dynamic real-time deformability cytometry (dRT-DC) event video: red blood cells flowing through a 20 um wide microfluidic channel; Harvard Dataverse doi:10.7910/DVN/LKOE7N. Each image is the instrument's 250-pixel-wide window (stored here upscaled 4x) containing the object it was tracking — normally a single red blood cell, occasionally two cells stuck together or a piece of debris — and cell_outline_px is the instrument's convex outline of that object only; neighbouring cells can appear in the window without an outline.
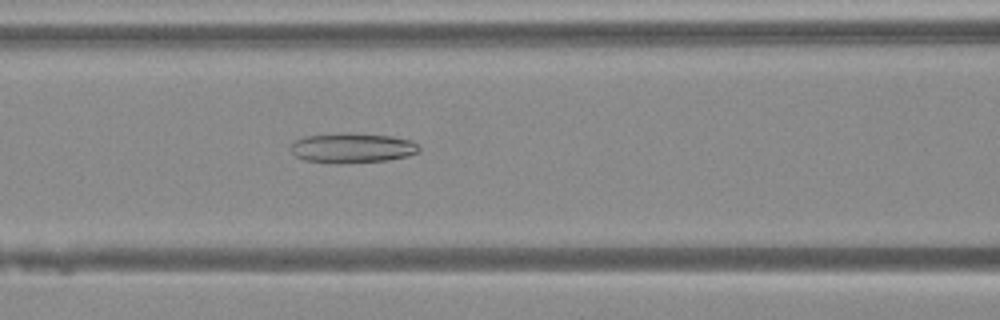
{"species": "Egyptian fruit bat (a non-hibernating species)", "species_latin": "Rousettus aegyptiacus", "temperature_condition": "warm", "stored_images_in_passage": 41, "camera_frame_rate_fps": 3000, "um_per_image_px": 0.085, "animal": {"sex": "female"}, "frame": {"image": 1, "passage_image": 19, "time_ms": 6.0, "image_size_px": [1000, 320], "cell_outline_px": [[420, 148], [416, 152], [408, 156], [388, 160], [336, 164], [304, 160], [296, 156], [292, 152], [292, 144], [296, 140], [304, 136], [344, 132], [392, 136], [412, 140]], "centroid_in_image_um": [29.93, 12.57], "position_along_channel_um": 136.7, "area_um2": 22.43}}
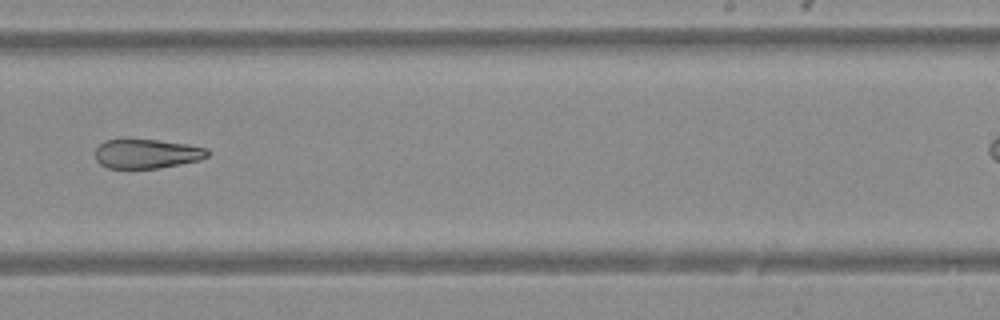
{"frame": {"image": 2, "passage_image": 29, "time_ms": 9.333, "image_size_px": [1000, 320], "cell_outline_px": [[208, 156], [200, 160], [160, 168], [108, 168], [100, 164], [96, 160], [96, 148], [104, 140], [128, 136], [188, 144], [208, 148]], "centroid_in_image_um": [12.44, 13.02], "position_along_channel_um": 276.6, "area_um2": 19.88}}
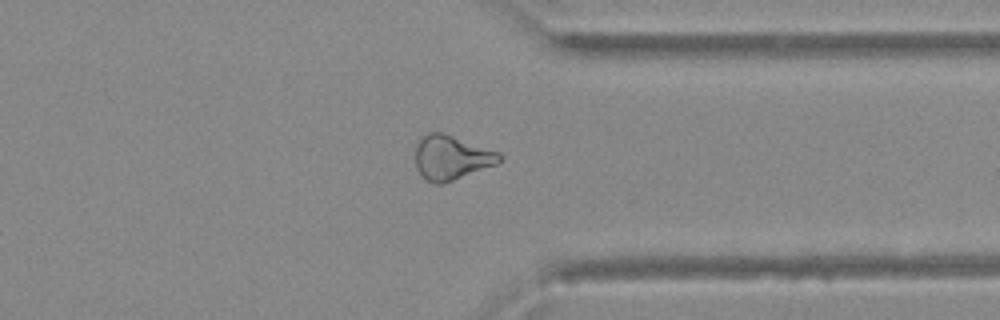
{"frame": {"image": 3, "passage_image": 36, "time_ms": 11.667, "image_size_px": [1000, 320], "cell_outline_px": [[504, 156], [496, 164], [444, 184], [436, 184], [428, 180], [416, 168], [416, 144], [428, 132], [440, 132], [500, 152]], "centroid_in_image_um": [38.38, 13.4], "position_along_channel_um": 373.0, "area_um2": 21.44}}